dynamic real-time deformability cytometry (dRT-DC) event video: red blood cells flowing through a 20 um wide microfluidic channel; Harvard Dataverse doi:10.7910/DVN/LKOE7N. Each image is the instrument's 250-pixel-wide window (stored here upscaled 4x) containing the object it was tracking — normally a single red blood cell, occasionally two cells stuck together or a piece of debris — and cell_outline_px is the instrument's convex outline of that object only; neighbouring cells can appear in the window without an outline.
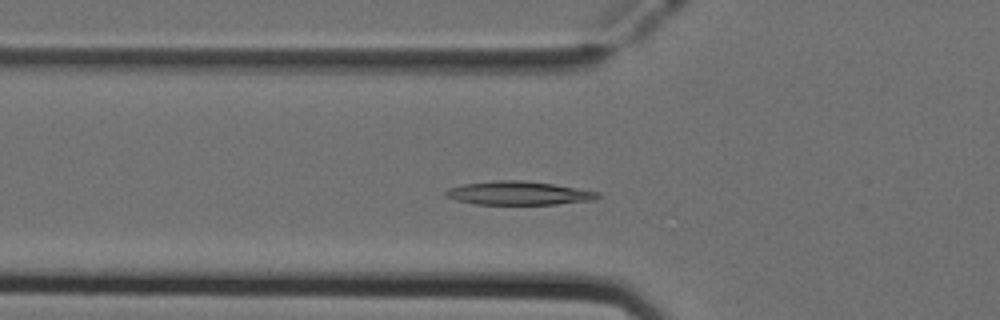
{"species": "Egyptian fruit bat (a non-hibernating species)", "species_latin": "Rousettus aegyptiacus", "temperature_condition": "cold", "stored_images_in_passage": 44, "camera_frame_rate_fps": 3000, "um_per_image_px": 0.085, "animal": {"sex": "female"}, "frame": {"image": 1, "passage_image": 10, "time_ms": 3.0, "image_size_px": [1000, 320], "cell_outline_px": [[604, 196], [596, 200], [556, 204], [476, 204], [456, 200], [444, 196], [444, 192], [448, 188], [464, 184], [496, 180], [520, 180], [552, 184], [600, 192]], "centroid_in_image_um": [44.11, 16.42], "position_along_channel_um": 81.7, "area_um2": 20.92}}
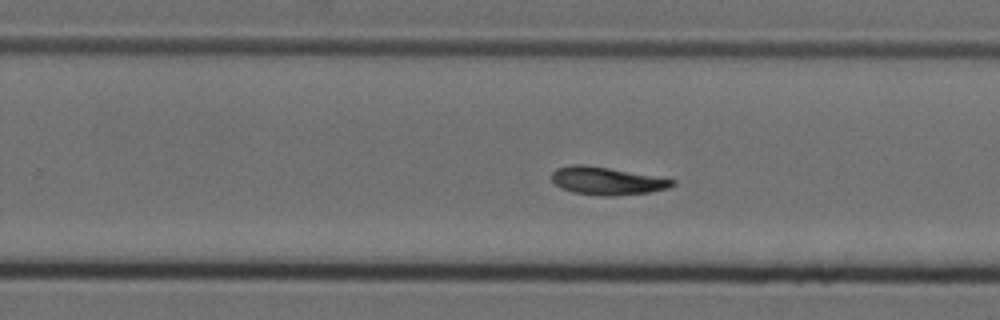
{"frame": {"image": 2, "passage_image": 25, "time_ms": 8.0, "image_size_px": [1000, 320], "cell_outline_px": [[676, 184], [668, 188], [652, 192], [612, 196], [600, 196], [572, 192], [560, 188], [552, 180], [552, 172], [556, 168], [572, 164], [584, 164], [608, 168], [676, 180]], "centroid_in_image_um": [51.56, 15.38], "position_along_channel_um": 278.2, "area_um2": 19.54}}
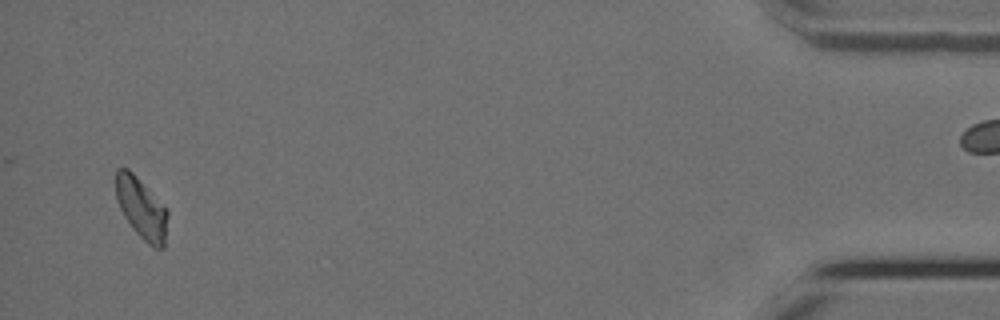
{"frame": {"image": 3, "passage_image": 42, "time_ms": 13.667, "image_size_px": [1000, 320], "cell_outline_px": [[168, 216], [164, 248], [152, 248], [136, 232], [124, 216], [116, 200], [116, 168], [128, 168], [168, 208]], "centroid_in_image_um": [12.04, 17.71], "position_along_channel_um": 423.2, "area_um2": 18.5}, "authors_computed_cell_mechanics": {"area_um2": 19.4786, "velocity_mm_per_s": 3.9217, "shape_relaxation_time_tau1_ms": 8.5239, "shape_relaxation_time_tau2_ms": null, "deformation_change_tau1": 0.21, "deformation_change_tau2": null}}